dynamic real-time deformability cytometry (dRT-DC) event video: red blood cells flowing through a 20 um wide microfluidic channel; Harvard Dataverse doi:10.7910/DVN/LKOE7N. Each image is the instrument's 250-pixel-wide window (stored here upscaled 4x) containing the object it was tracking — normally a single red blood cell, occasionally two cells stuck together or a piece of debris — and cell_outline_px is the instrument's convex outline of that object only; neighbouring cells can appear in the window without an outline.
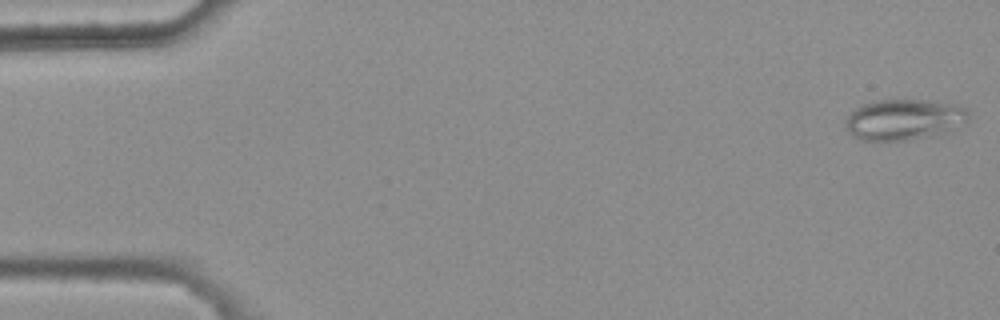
{"species": "common noctule bat (a hibernating species)", "species_latin": "Nyctalus noctula", "temperature_condition": "warm", "stored_images_in_passage": 5, "camera_frame_rate_fps": 3000, "um_per_image_px": 0.085, "animal": {"sex": "female", "body_mass_g": 25.1}, "frame": {"image": 1, "passage_image": 1, "time_ms": 0.0, "image_size_px": [1000, 320], "cell_outline_px": [[972, 116], [968, 120], [936, 136], [908, 140], [860, 140], [852, 136], [848, 132], [844, 124], [844, 120], [848, 112], [864, 104], [876, 100], [932, 100], [956, 104], [968, 108]], "centroid_in_image_um": [76.84, 10.15], "position_along_channel_um": 8.2, "area_um2": 29.77}}